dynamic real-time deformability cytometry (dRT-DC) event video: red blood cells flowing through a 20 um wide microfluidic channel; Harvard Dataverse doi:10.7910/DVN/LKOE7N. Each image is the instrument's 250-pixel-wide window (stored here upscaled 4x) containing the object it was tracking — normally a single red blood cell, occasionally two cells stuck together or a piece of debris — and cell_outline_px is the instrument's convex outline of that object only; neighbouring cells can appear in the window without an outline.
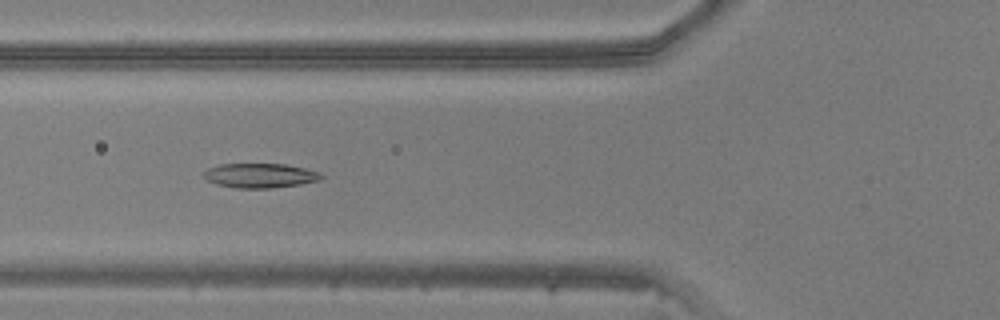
{"species": "common noctule bat (a hibernating species)", "species_latin": "Nyctalus noctula", "temperature_condition": "warm", "stored_images_in_passage": 48, "camera_frame_rate_fps": 3000, "um_per_image_px": 0.085, "animal": {"sex": "male", "body_mass_g": 20.5, "forearm_length_mm": 52.5}, "frame": {"image": 1, "passage_image": 18, "time_ms": 5.667, "image_size_px": [1000, 320], "cell_outline_px": [[324, 176], [320, 180], [300, 184], [272, 188], [236, 188], [216, 184], [208, 180], [204, 176], [204, 172], [208, 168], [220, 164], [284, 164], [304, 168], [320, 172]], "centroid_in_image_um": [22.12, 14.92], "position_along_channel_um": 103.7, "area_um2": 16.7}}
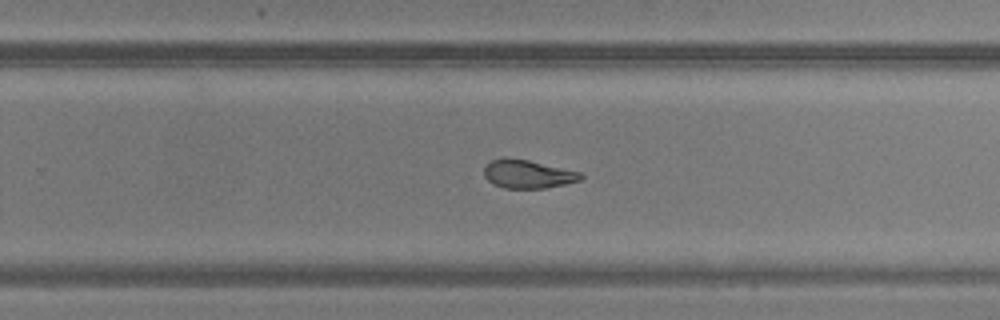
{"frame": {"image": 2, "passage_image": 31, "time_ms": 10.0, "image_size_px": [1000, 320], "cell_outline_px": [[584, 176], [580, 180], [564, 184], [544, 188], [504, 188], [492, 184], [484, 176], [484, 168], [492, 160], [504, 156], [528, 160], [580, 172]], "centroid_in_image_um": [44.82, 14.79], "position_along_channel_um": 285.0, "area_um2": 15.95}}
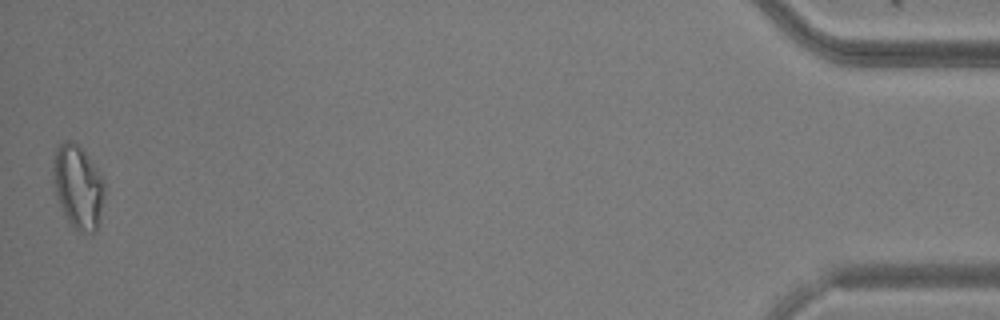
{"frame": {"image": 3, "passage_image": 48, "time_ms": 15.667, "image_size_px": [1000, 320], "cell_outline_px": [[104, 192], [96, 232], [80, 232], [64, 216], [56, 196], [52, 172], [52, 168], [56, 148], [64, 140], [72, 140], [84, 152], [96, 168], [100, 176], [104, 188]], "centroid_in_image_um": [6.59, 15.87], "position_along_channel_um": 428.6, "area_um2": 24.45}}